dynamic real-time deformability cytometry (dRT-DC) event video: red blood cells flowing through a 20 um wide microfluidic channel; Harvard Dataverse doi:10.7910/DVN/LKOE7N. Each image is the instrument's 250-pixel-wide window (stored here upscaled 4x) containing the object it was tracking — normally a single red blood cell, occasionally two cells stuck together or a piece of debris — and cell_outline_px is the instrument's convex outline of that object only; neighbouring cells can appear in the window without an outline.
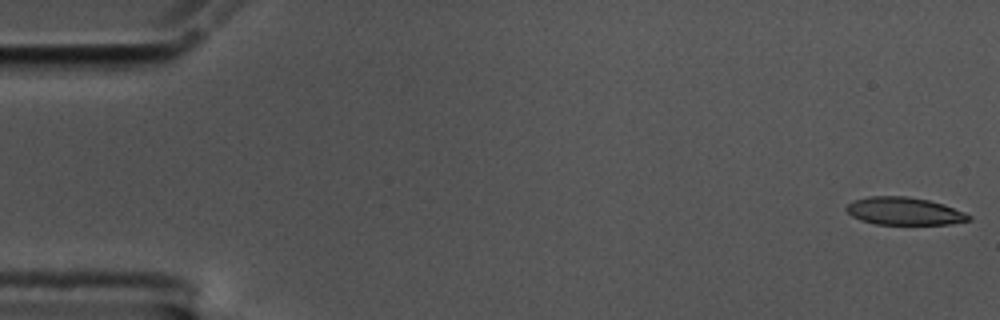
{"species": "common noctule bat (a hibernating species)", "species_latin": "Nyctalus noctula", "temperature_condition": "cold", "stored_images_in_passage": 13, "camera_frame_rate_fps": 3000, "um_per_image_px": 0.085, "animal": {"sex": "male", "body_mass_g": 17.5, "forearm_length_mm": 52.3}, "frame": {"image": 1, "passage_image": 1, "time_ms": 0.0, "image_size_px": [1000, 320], "cell_outline_px": [[972, 220], [948, 224], [876, 224], [860, 220], [852, 216], [844, 208], [852, 200], [868, 196], [908, 196], [928, 200], [944, 204], [964, 212], [972, 216]], "centroid_in_image_um": [76.85, 17.94], "position_along_channel_um": 8.2, "area_um2": 19.83}}